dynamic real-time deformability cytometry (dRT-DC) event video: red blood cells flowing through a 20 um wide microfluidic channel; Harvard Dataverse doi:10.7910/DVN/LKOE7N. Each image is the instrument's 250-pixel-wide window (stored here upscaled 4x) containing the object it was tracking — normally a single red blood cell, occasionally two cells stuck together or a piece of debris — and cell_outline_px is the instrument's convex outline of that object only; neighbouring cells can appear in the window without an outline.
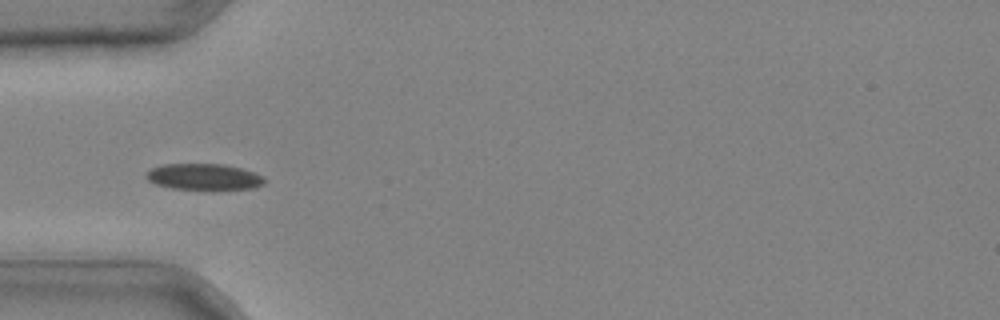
{"species": "common noctule bat (a hibernating species)", "species_latin": "Nyctalus noctula", "temperature_condition": "cold", "stored_images_in_passage": 37, "camera_frame_rate_fps": 3000, "um_per_image_px": 0.085, "animal": {"sex": "male", "body_mass_g": 20.4}, "frame": {"image": 1, "passage_image": 9, "time_ms": 2.667, "image_size_px": [1000, 320], "cell_outline_px": [[264, 184], [252, 188], [212, 192], [172, 188], [156, 184], [148, 180], [144, 176], [152, 168], [164, 164], [224, 164], [240, 168], [264, 176]], "centroid_in_image_um": [17.35, 15.07], "position_along_channel_um": 67.6, "area_um2": 18.67}}
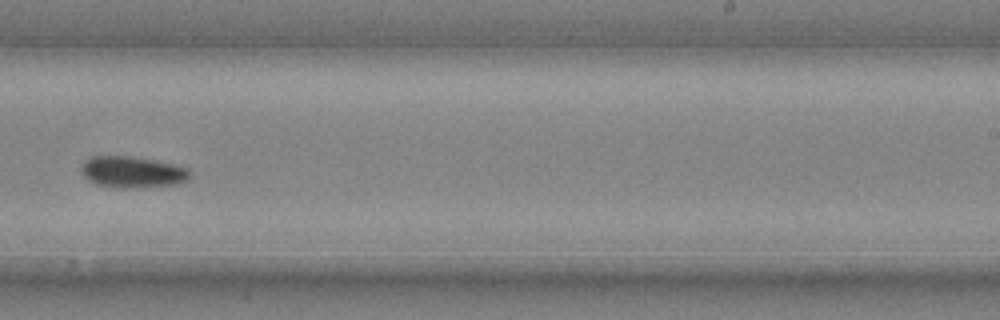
{"frame": {"image": 2, "passage_image": 23, "time_ms": 7.333, "image_size_px": [1000, 320], "cell_outline_px": [[188, 180], [180, 184], [132, 188], [120, 188], [96, 184], [88, 180], [84, 176], [80, 168], [84, 160], [92, 156], [132, 156], [156, 160], [188, 168]], "centroid_in_image_um": [11.23, 14.62], "position_along_channel_um": 277.8, "area_um2": 19.94}}
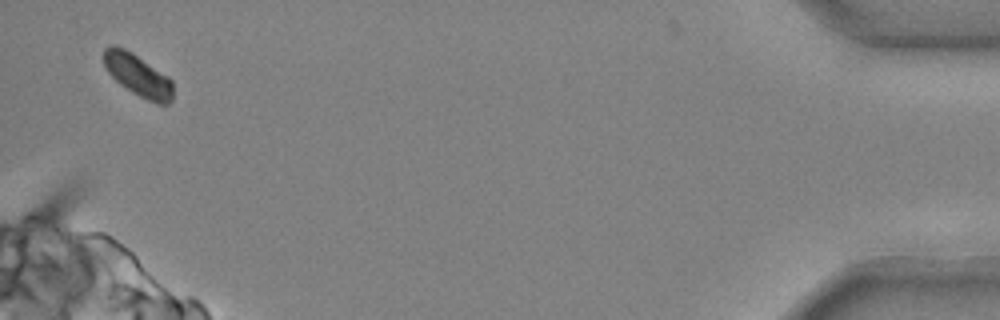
{"frame": {"image": 3, "passage_image": 37, "time_ms": 12.0, "image_size_px": [1000, 320], "cell_outline_px": [[172, 100], [168, 104], [156, 104], [132, 92], [120, 84], [108, 72], [104, 64], [104, 48], [112, 44], [124, 48], [132, 52], [168, 76], [172, 80]], "centroid_in_image_um": [11.73, 6.39], "position_along_channel_um": 423.5, "area_um2": 16.88}}